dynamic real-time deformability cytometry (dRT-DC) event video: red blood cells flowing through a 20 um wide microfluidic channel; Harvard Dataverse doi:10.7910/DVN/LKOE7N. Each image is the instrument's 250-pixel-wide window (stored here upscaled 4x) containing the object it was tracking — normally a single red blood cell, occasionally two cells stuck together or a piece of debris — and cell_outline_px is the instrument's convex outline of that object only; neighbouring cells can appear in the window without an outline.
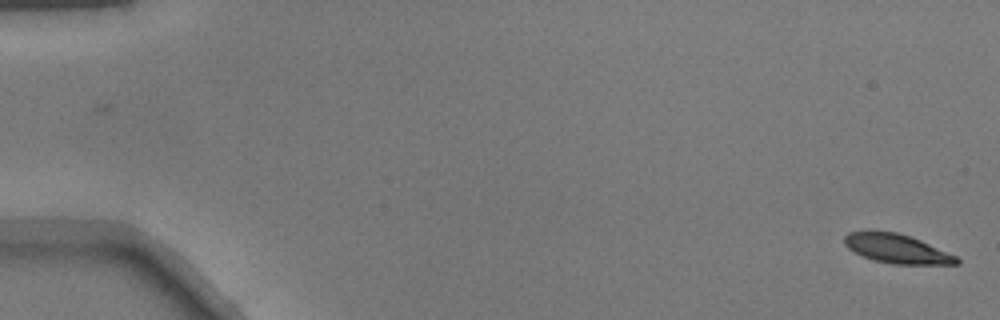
{"species": "common noctule bat (a hibernating species)", "species_latin": "Nyctalus noctula", "temperature_condition": "warm", "stored_images_in_passage": 52, "camera_frame_rate_fps": 3000, "um_per_image_px": 0.085, "animal": {"sex": "male", "body_mass_g": 17.9}, "frame": {"image": 1, "passage_image": 1, "time_ms": 0.0, "image_size_px": [1000, 320], "cell_outline_px": [[960, 264], [892, 264], [872, 260], [848, 248], [844, 244], [844, 236], [848, 232], [868, 228], [872, 228], [896, 232], [920, 240], [956, 256], [960, 260]], "centroid_in_image_um": [76.15, 21.1], "position_along_channel_um": 8.8, "area_um2": 19.36}}
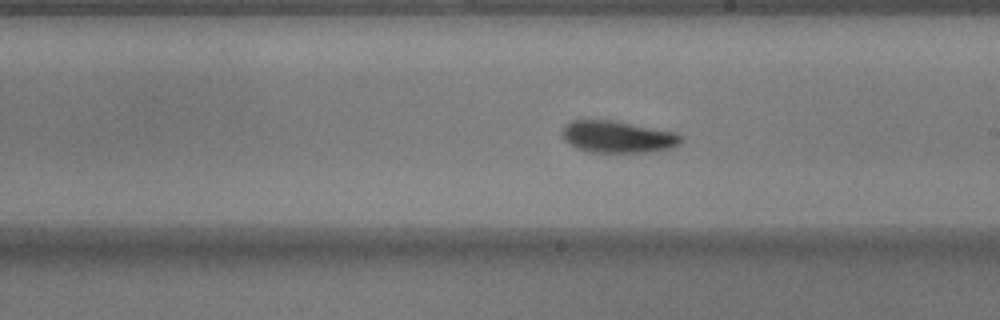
{"frame": {"image": 2, "passage_image": 30, "time_ms": 9.667, "image_size_px": [1000, 320], "cell_outline_px": [[684, 140], [680, 144], [672, 148], [648, 152], [592, 152], [576, 148], [564, 140], [560, 136], [560, 132], [564, 124], [572, 120], [612, 120], [676, 132], [684, 136]], "centroid_in_image_um": [52.5, 11.62], "position_along_channel_um": 236.5, "area_um2": 22.43}}
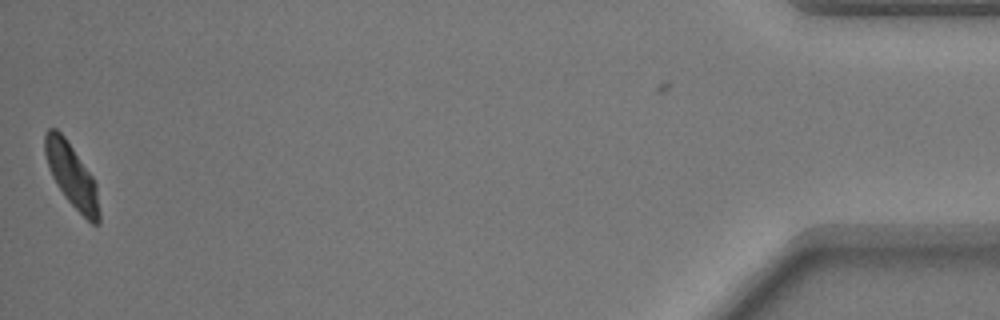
{"frame": {"image": 3, "passage_image": 51, "time_ms": 16.667, "image_size_px": [1000, 320], "cell_outline_px": [[100, 224], [92, 224], [68, 200], [56, 184], [52, 176], [44, 152], [44, 132], [48, 128], [56, 128], [64, 136], [92, 176], [96, 184], [100, 212]], "centroid_in_image_um": [6.09, 14.9], "position_along_channel_um": 429.1, "area_um2": 19.77}}